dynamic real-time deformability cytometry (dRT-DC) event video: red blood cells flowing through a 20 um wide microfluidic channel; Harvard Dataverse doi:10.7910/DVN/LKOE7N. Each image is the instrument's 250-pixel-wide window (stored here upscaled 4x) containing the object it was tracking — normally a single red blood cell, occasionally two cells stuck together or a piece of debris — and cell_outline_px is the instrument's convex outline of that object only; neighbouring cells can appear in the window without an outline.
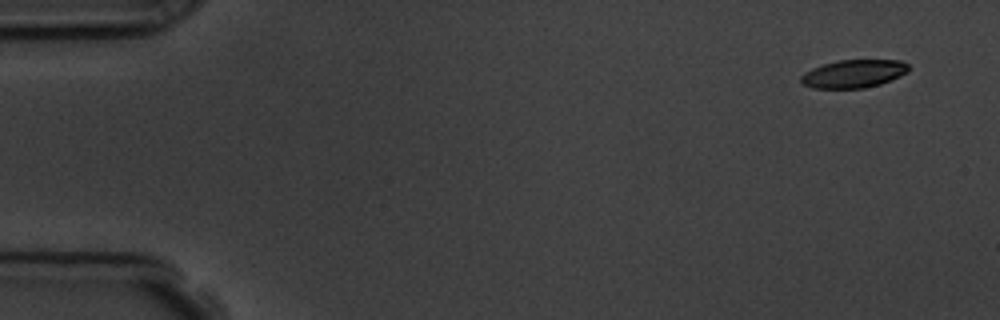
{"species": "common noctule bat (a hibernating species)", "species_latin": "Nyctalus noctula", "temperature_condition": "room temperature", "stored_images_in_passage": 6, "camera_frame_rate_fps": 3000, "um_per_image_px": 0.085, "animal": {"sex": "male", "body_mass_g": 19.5, "forearm_length_mm": 54.6}, "frame": {"image": 1, "passage_image": 1, "time_ms": 0.0, "image_size_px": [1000, 320], "cell_outline_px": [[908, 72], [900, 76], [880, 84], [864, 88], [812, 88], [804, 84], [800, 80], [800, 76], [804, 72], [812, 68], [824, 64], [840, 60], [900, 60], [908, 64]], "centroid_in_image_um": [72.55, 6.27], "position_along_channel_um": 12.4, "area_um2": 17.51}}
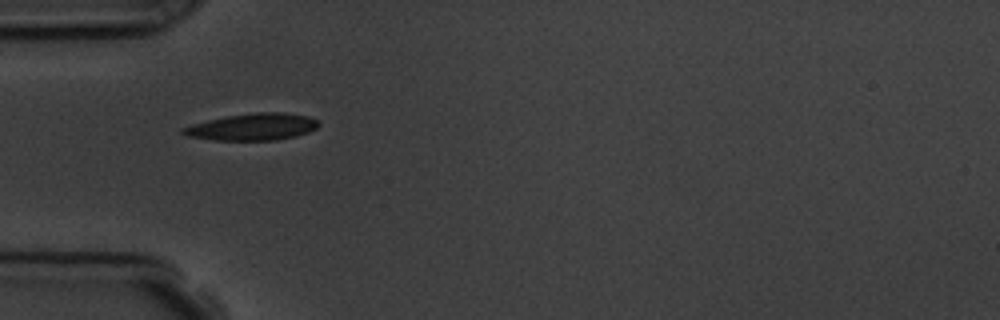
{"frame": {"image": 2, "passage_image": 5, "time_ms": 4.667, "image_size_px": [1000, 320], "cell_outline_px": [[320, 124], [316, 128], [308, 132], [296, 136], [276, 140], [212, 140], [188, 136], [180, 132], [180, 128], [192, 124], [208, 120], [228, 116], [256, 112], [284, 112], [308, 116], [316, 120]], "centroid_in_image_um": [21.45, 10.78], "position_along_channel_um": 63.5, "area_um2": 21.21}}